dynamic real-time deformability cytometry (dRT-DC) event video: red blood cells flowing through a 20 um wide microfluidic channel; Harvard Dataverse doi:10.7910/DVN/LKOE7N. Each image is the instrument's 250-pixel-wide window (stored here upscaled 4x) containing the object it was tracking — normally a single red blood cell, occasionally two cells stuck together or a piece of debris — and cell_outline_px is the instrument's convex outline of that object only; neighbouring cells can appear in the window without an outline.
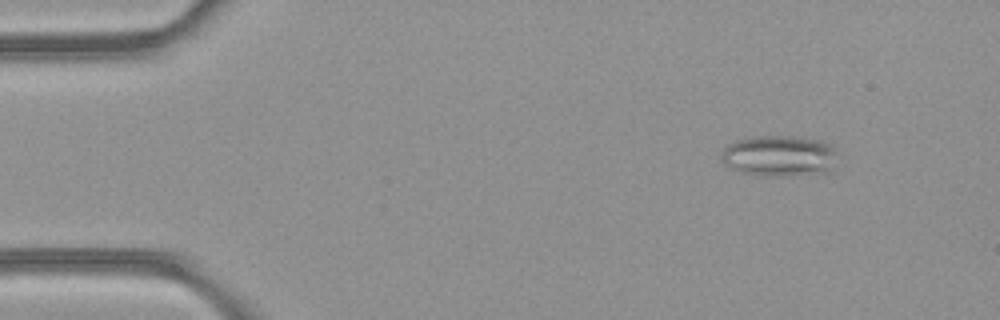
{"species": "common noctule bat (a hibernating species)", "species_latin": "Nyctalus noctula", "temperature_condition": "room temperature", "stored_images_in_passage": 49, "camera_frame_rate_fps": 3000, "um_per_image_px": 0.085, "animal": {"sex": "female", "body_mass_g": 21.9}, "frame": {"image": 1, "passage_image": 6, "time_ms": 1.667, "image_size_px": [1000, 320], "cell_outline_px": [[836, 152], [832, 172], [776, 176], [764, 176], [740, 172], [724, 164], [720, 160], [720, 152], [728, 144], [736, 140], [756, 136], [796, 136], [820, 140], [832, 144], [836, 148]], "centroid_in_image_um": [66.24, 13.24], "position_along_channel_um": 18.8, "area_um2": 28.15}}
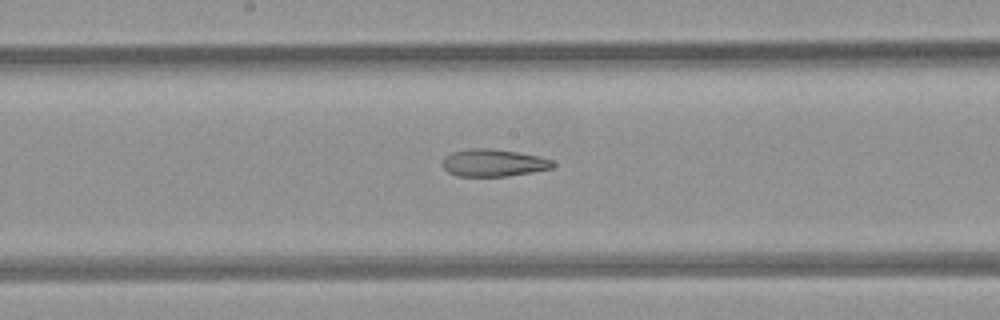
{"frame": {"image": 2, "passage_image": 26, "time_ms": 8.333, "image_size_px": [1000, 320], "cell_outline_px": [[556, 164], [552, 168], [532, 172], [508, 176], [456, 176], [448, 172], [444, 168], [444, 160], [452, 152], [468, 148], [492, 148], [540, 156], [552, 160]], "centroid_in_image_um": [41.98, 13.84], "position_along_channel_um": 206.2, "area_um2": 17.51}}
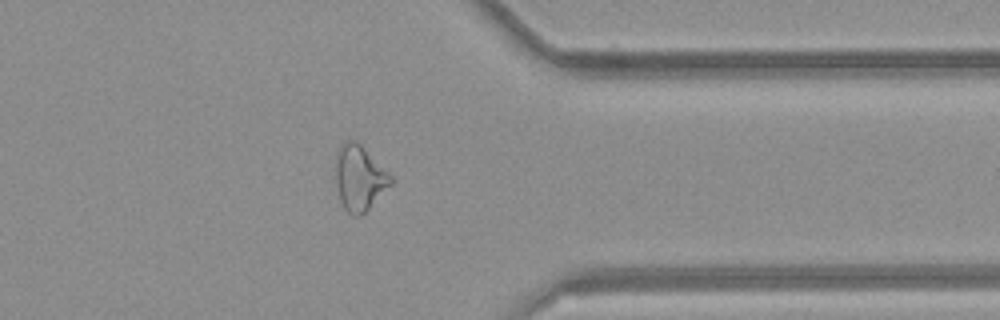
{"frame": {"image": 3, "passage_image": 39, "time_ms": 12.667, "image_size_px": [1000, 320], "cell_outline_px": [[392, 184], [360, 216], [352, 216], [344, 208], [340, 200], [336, 184], [336, 152], [340, 144], [344, 140], [356, 140], [392, 176]], "centroid_in_image_um": [30.52, 15.1], "position_along_channel_um": 380.9, "area_um2": 20.81}, "authors_computed_cell_mechanics": {"area_um2": 22.0218, "velocity_mm_per_s": 4.2691, "shape_relaxation_time_tau1_ms": null, "shape_relaxation_time_tau2_ms": 4.6914, "deformation_change_tau1": null, "deformation_change_tau2": 0.1604}}